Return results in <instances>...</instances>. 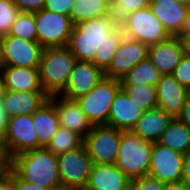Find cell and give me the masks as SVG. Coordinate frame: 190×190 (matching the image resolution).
<instances>
[{
  "label": "cell",
  "mask_w": 190,
  "mask_h": 190,
  "mask_svg": "<svg viewBox=\"0 0 190 190\" xmlns=\"http://www.w3.org/2000/svg\"><path fill=\"white\" fill-rule=\"evenodd\" d=\"M163 182L149 175L131 181L130 190H163Z\"/></svg>",
  "instance_id": "e575fe53"
},
{
  "label": "cell",
  "mask_w": 190,
  "mask_h": 190,
  "mask_svg": "<svg viewBox=\"0 0 190 190\" xmlns=\"http://www.w3.org/2000/svg\"><path fill=\"white\" fill-rule=\"evenodd\" d=\"M0 165H13L11 156L4 138H0Z\"/></svg>",
  "instance_id": "f35d334b"
},
{
  "label": "cell",
  "mask_w": 190,
  "mask_h": 190,
  "mask_svg": "<svg viewBox=\"0 0 190 190\" xmlns=\"http://www.w3.org/2000/svg\"><path fill=\"white\" fill-rule=\"evenodd\" d=\"M9 35L24 40L37 41L34 12H20L11 27Z\"/></svg>",
  "instance_id": "1f68e13d"
},
{
  "label": "cell",
  "mask_w": 190,
  "mask_h": 190,
  "mask_svg": "<svg viewBox=\"0 0 190 190\" xmlns=\"http://www.w3.org/2000/svg\"><path fill=\"white\" fill-rule=\"evenodd\" d=\"M54 105L61 127L77 133L83 139L90 133L93 125L76 100H69L60 95H54Z\"/></svg>",
  "instance_id": "2e32d148"
},
{
  "label": "cell",
  "mask_w": 190,
  "mask_h": 190,
  "mask_svg": "<svg viewBox=\"0 0 190 190\" xmlns=\"http://www.w3.org/2000/svg\"><path fill=\"white\" fill-rule=\"evenodd\" d=\"M13 169V165H0V181Z\"/></svg>",
  "instance_id": "7dc6e473"
},
{
  "label": "cell",
  "mask_w": 190,
  "mask_h": 190,
  "mask_svg": "<svg viewBox=\"0 0 190 190\" xmlns=\"http://www.w3.org/2000/svg\"><path fill=\"white\" fill-rule=\"evenodd\" d=\"M37 41L44 47H65L73 29L71 17L45 9L34 12Z\"/></svg>",
  "instance_id": "9c48e42d"
},
{
  "label": "cell",
  "mask_w": 190,
  "mask_h": 190,
  "mask_svg": "<svg viewBox=\"0 0 190 190\" xmlns=\"http://www.w3.org/2000/svg\"><path fill=\"white\" fill-rule=\"evenodd\" d=\"M120 88V80L104 77L90 92L76 99L93 126L108 125L110 107Z\"/></svg>",
  "instance_id": "5b68a950"
},
{
  "label": "cell",
  "mask_w": 190,
  "mask_h": 190,
  "mask_svg": "<svg viewBox=\"0 0 190 190\" xmlns=\"http://www.w3.org/2000/svg\"><path fill=\"white\" fill-rule=\"evenodd\" d=\"M19 13L12 0H0V37L9 34Z\"/></svg>",
  "instance_id": "d6a6232c"
},
{
  "label": "cell",
  "mask_w": 190,
  "mask_h": 190,
  "mask_svg": "<svg viewBox=\"0 0 190 190\" xmlns=\"http://www.w3.org/2000/svg\"><path fill=\"white\" fill-rule=\"evenodd\" d=\"M70 17L74 25L79 22L109 16L110 3L106 0H73Z\"/></svg>",
  "instance_id": "484cf974"
},
{
  "label": "cell",
  "mask_w": 190,
  "mask_h": 190,
  "mask_svg": "<svg viewBox=\"0 0 190 190\" xmlns=\"http://www.w3.org/2000/svg\"><path fill=\"white\" fill-rule=\"evenodd\" d=\"M76 61L66 46L44 48L38 70L42 89L49 96L59 95L65 89Z\"/></svg>",
  "instance_id": "3957f363"
},
{
  "label": "cell",
  "mask_w": 190,
  "mask_h": 190,
  "mask_svg": "<svg viewBox=\"0 0 190 190\" xmlns=\"http://www.w3.org/2000/svg\"><path fill=\"white\" fill-rule=\"evenodd\" d=\"M8 122V117L3 107L2 101H0V138L4 137L6 126Z\"/></svg>",
  "instance_id": "7bdbcfd3"
},
{
  "label": "cell",
  "mask_w": 190,
  "mask_h": 190,
  "mask_svg": "<svg viewBox=\"0 0 190 190\" xmlns=\"http://www.w3.org/2000/svg\"><path fill=\"white\" fill-rule=\"evenodd\" d=\"M115 27L109 16L79 22L73 26L66 47L78 61L93 63L94 54Z\"/></svg>",
  "instance_id": "7a4b0ae2"
},
{
  "label": "cell",
  "mask_w": 190,
  "mask_h": 190,
  "mask_svg": "<svg viewBox=\"0 0 190 190\" xmlns=\"http://www.w3.org/2000/svg\"><path fill=\"white\" fill-rule=\"evenodd\" d=\"M3 138L12 157L27 150L39 148L32 115L8 118Z\"/></svg>",
  "instance_id": "7c38bea8"
},
{
  "label": "cell",
  "mask_w": 190,
  "mask_h": 190,
  "mask_svg": "<svg viewBox=\"0 0 190 190\" xmlns=\"http://www.w3.org/2000/svg\"><path fill=\"white\" fill-rule=\"evenodd\" d=\"M163 190H190V186L184 181L169 182L163 184Z\"/></svg>",
  "instance_id": "b9f144b4"
},
{
  "label": "cell",
  "mask_w": 190,
  "mask_h": 190,
  "mask_svg": "<svg viewBox=\"0 0 190 190\" xmlns=\"http://www.w3.org/2000/svg\"><path fill=\"white\" fill-rule=\"evenodd\" d=\"M148 47L142 42L125 37L113 56L111 64L104 71V76L121 80L134 66L148 57Z\"/></svg>",
  "instance_id": "5bb4252c"
},
{
  "label": "cell",
  "mask_w": 190,
  "mask_h": 190,
  "mask_svg": "<svg viewBox=\"0 0 190 190\" xmlns=\"http://www.w3.org/2000/svg\"><path fill=\"white\" fill-rule=\"evenodd\" d=\"M153 143L132 131H122L115 165L132 181L148 175Z\"/></svg>",
  "instance_id": "277c9868"
},
{
  "label": "cell",
  "mask_w": 190,
  "mask_h": 190,
  "mask_svg": "<svg viewBox=\"0 0 190 190\" xmlns=\"http://www.w3.org/2000/svg\"><path fill=\"white\" fill-rule=\"evenodd\" d=\"M83 142L84 139L80 135L60 126L46 148L58 156L76 149Z\"/></svg>",
  "instance_id": "4dcf8cb0"
},
{
  "label": "cell",
  "mask_w": 190,
  "mask_h": 190,
  "mask_svg": "<svg viewBox=\"0 0 190 190\" xmlns=\"http://www.w3.org/2000/svg\"><path fill=\"white\" fill-rule=\"evenodd\" d=\"M44 47L38 41L24 40L12 35L0 37L1 66L39 68Z\"/></svg>",
  "instance_id": "ba28073f"
},
{
  "label": "cell",
  "mask_w": 190,
  "mask_h": 190,
  "mask_svg": "<svg viewBox=\"0 0 190 190\" xmlns=\"http://www.w3.org/2000/svg\"><path fill=\"white\" fill-rule=\"evenodd\" d=\"M4 90L10 91H44L42 89L38 68L1 66Z\"/></svg>",
  "instance_id": "7402d4cb"
},
{
  "label": "cell",
  "mask_w": 190,
  "mask_h": 190,
  "mask_svg": "<svg viewBox=\"0 0 190 190\" xmlns=\"http://www.w3.org/2000/svg\"><path fill=\"white\" fill-rule=\"evenodd\" d=\"M158 143L186 154L190 150V129L177 117L172 118Z\"/></svg>",
  "instance_id": "d4e9b609"
},
{
  "label": "cell",
  "mask_w": 190,
  "mask_h": 190,
  "mask_svg": "<svg viewBox=\"0 0 190 190\" xmlns=\"http://www.w3.org/2000/svg\"><path fill=\"white\" fill-rule=\"evenodd\" d=\"M188 97L190 98V86L188 88Z\"/></svg>",
  "instance_id": "f907efd6"
},
{
  "label": "cell",
  "mask_w": 190,
  "mask_h": 190,
  "mask_svg": "<svg viewBox=\"0 0 190 190\" xmlns=\"http://www.w3.org/2000/svg\"><path fill=\"white\" fill-rule=\"evenodd\" d=\"M20 12H36L44 8L45 0H12Z\"/></svg>",
  "instance_id": "74e56055"
},
{
  "label": "cell",
  "mask_w": 190,
  "mask_h": 190,
  "mask_svg": "<svg viewBox=\"0 0 190 190\" xmlns=\"http://www.w3.org/2000/svg\"><path fill=\"white\" fill-rule=\"evenodd\" d=\"M24 181L46 189H62L58 158L46 147H39L13 157V169Z\"/></svg>",
  "instance_id": "6da1fadb"
},
{
  "label": "cell",
  "mask_w": 190,
  "mask_h": 190,
  "mask_svg": "<svg viewBox=\"0 0 190 190\" xmlns=\"http://www.w3.org/2000/svg\"><path fill=\"white\" fill-rule=\"evenodd\" d=\"M172 118L159 107L149 109L143 112L131 131L145 141L157 143Z\"/></svg>",
  "instance_id": "603a6c76"
},
{
  "label": "cell",
  "mask_w": 190,
  "mask_h": 190,
  "mask_svg": "<svg viewBox=\"0 0 190 190\" xmlns=\"http://www.w3.org/2000/svg\"><path fill=\"white\" fill-rule=\"evenodd\" d=\"M181 42L184 56L190 57V36H177Z\"/></svg>",
  "instance_id": "ee69618b"
},
{
  "label": "cell",
  "mask_w": 190,
  "mask_h": 190,
  "mask_svg": "<svg viewBox=\"0 0 190 190\" xmlns=\"http://www.w3.org/2000/svg\"><path fill=\"white\" fill-rule=\"evenodd\" d=\"M121 88L143 112L156 108L158 105L157 86L155 85H121Z\"/></svg>",
  "instance_id": "f1b7e54d"
},
{
  "label": "cell",
  "mask_w": 190,
  "mask_h": 190,
  "mask_svg": "<svg viewBox=\"0 0 190 190\" xmlns=\"http://www.w3.org/2000/svg\"><path fill=\"white\" fill-rule=\"evenodd\" d=\"M122 131L108 125H94L84 138L93 164H115Z\"/></svg>",
  "instance_id": "30bf717a"
},
{
  "label": "cell",
  "mask_w": 190,
  "mask_h": 190,
  "mask_svg": "<svg viewBox=\"0 0 190 190\" xmlns=\"http://www.w3.org/2000/svg\"><path fill=\"white\" fill-rule=\"evenodd\" d=\"M183 157L181 152L153 143L148 175L163 183L182 181Z\"/></svg>",
  "instance_id": "8fae6325"
},
{
  "label": "cell",
  "mask_w": 190,
  "mask_h": 190,
  "mask_svg": "<svg viewBox=\"0 0 190 190\" xmlns=\"http://www.w3.org/2000/svg\"><path fill=\"white\" fill-rule=\"evenodd\" d=\"M151 0H114L110 3L109 18L115 26L122 27L132 12L149 6Z\"/></svg>",
  "instance_id": "f546056e"
},
{
  "label": "cell",
  "mask_w": 190,
  "mask_h": 190,
  "mask_svg": "<svg viewBox=\"0 0 190 190\" xmlns=\"http://www.w3.org/2000/svg\"><path fill=\"white\" fill-rule=\"evenodd\" d=\"M182 181L190 186V150L183 157Z\"/></svg>",
  "instance_id": "ab89813d"
},
{
  "label": "cell",
  "mask_w": 190,
  "mask_h": 190,
  "mask_svg": "<svg viewBox=\"0 0 190 190\" xmlns=\"http://www.w3.org/2000/svg\"><path fill=\"white\" fill-rule=\"evenodd\" d=\"M175 80L189 88L190 86V57L184 56L171 74Z\"/></svg>",
  "instance_id": "836d02e7"
},
{
  "label": "cell",
  "mask_w": 190,
  "mask_h": 190,
  "mask_svg": "<svg viewBox=\"0 0 190 190\" xmlns=\"http://www.w3.org/2000/svg\"><path fill=\"white\" fill-rule=\"evenodd\" d=\"M160 71L152 64V61L147 57L140 61L133 69L125 75L121 80V85H155L161 78Z\"/></svg>",
  "instance_id": "4316f807"
},
{
  "label": "cell",
  "mask_w": 190,
  "mask_h": 190,
  "mask_svg": "<svg viewBox=\"0 0 190 190\" xmlns=\"http://www.w3.org/2000/svg\"><path fill=\"white\" fill-rule=\"evenodd\" d=\"M149 7L171 37H177L181 33L189 6L176 0H151Z\"/></svg>",
  "instance_id": "44dd1931"
},
{
  "label": "cell",
  "mask_w": 190,
  "mask_h": 190,
  "mask_svg": "<svg viewBox=\"0 0 190 190\" xmlns=\"http://www.w3.org/2000/svg\"><path fill=\"white\" fill-rule=\"evenodd\" d=\"M36 128L39 147H47L56 131L60 127L58 115L54 105V95L32 114Z\"/></svg>",
  "instance_id": "cb8c5ba5"
},
{
  "label": "cell",
  "mask_w": 190,
  "mask_h": 190,
  "mask_svg": "<svg viewBox=\"0 0 190 190\" xmlns=\"http://www.w3.org/2000/svg\"><path fill=\"white\" fill-rule=\"evenodd\" d=\"M131 180L115 164H93L84 190H130Z\"/></svg>",
  "instance_id": "d6986e66"
},
{
  "label": "cell",
  "mask_w": 190,
  "mask_h": 190,
  "mask_svg": "<svg viewBox=\"0 0 190 190\" xmlns=\"http://www.w3.org/2000/svg\"><path fill=\"white\" fill-rule=\"evenodd\" d=\"M142 114L143 111L139 109L134 100H130L125 91L120 88L110 107L108 126L121 131H131Z\"/></svg>",
  "instance_id": "ac0fdd59"
},
{
  "label": "cell",
  "mask_w": 190,
  "mask_h": 190,
  "mask_svg": "<svg viewBox=\"0 0 190 190\" xmlns=\"http://www.w3.org/2000/svg\"><path fill=\"white\" fill-rule=\"evenodd\" d=\"M158 105L160 109L176 118L188 99V88L178 83L171 74L161 75L157 83Z\"/></svg>",
  "instance_id": "e0dca14e"
},
{
  "label": "cell",
  "mask_w": 190,
  "mask_h": 190,
  "mask_svg": "<svg viewBox=\"0 0 190 190\" xmlns=\"http://www.w3.org/2000/svg\"><path fill=\"white\" fill-rule=\"evenodd\" d=\"M125 38L122 27L116 26L105 37L102 48H99L94 54L93 63L105 71L112 62L113 56L119 49V46Z\"/></svg>",
  "instance_id": "83f0119b"
},
{
  "label": "cell",
  "mask_w": 190,
  "mask_h": 190,
  "mask_svg": "<svg viewBox=\"0 0 190 190\" xmlns=\"http://www.w3.org/2000/svg\"><path fill=\"white\" fill-rule=\"evenodd\" d=\"M104 77V71L94 63L77 60L65 89L59 95L69 100H76L90 92Z\"/></svg>",
  "instance_id": "4fadbf2b"
},
{
  "label": "cell",
  "mask_w": 190,
  "mask_h": 190,
  "mask_svg": "<svg viewBox=\"0 0 190 190\" xmlns=\"http://www.w3.org/2000/svg\"><path fill=\"white\" fill-rule=\"evenodd\" d=\"M0 190H14L12 179L8 174L0 181Z\"/></svg>",
  "instance_id": "bcb514c9"
},
{
  "label": "cell",
  "mask_w": 190,
  "mask_h": 190,
  "mask_svg": "<svg viewBox=\"0 0 190 190\" xmlns=\"http://www.w3.org/2000/svg\"><path fill=\"white\" fill-rule=\"evenodd\" d=\"M3 92H4V84H3V78L0 72V101L2 99L3 96Z\"/></svg>",
  "instance_id": "c3c4849f"
},
{
  "label": "cell",
  "mask_w": 190,
  "mask_h": 190,
  "mask_svg": "<svg viewBox=\"0 0 190 190\" xmlns=\"http://www.w3.org/2000/svg\"><path fill=\"white\" fill-rule=\"evenodd\" d=\"M7 174L12 179L14 190H60V189H46L40 187L39 185L28 183L23 179H21L13 170H10Z\"/></svg>",
  "instance_id": "8d00e7d4"
},
{
  "label": "cell",
  "mask_w": 190,
  "mask_h": 190,
  "mask_svg": "<svg viewBox=\"0 0 190 190\" xmlns=\"http://www.w3.org/2000/svg\"><path fill=\"white\" fill-rule=\"evenodd\" d=\"M72 3L73 0H45L43 9L70 16Z\"/></svg>",
  "instance_id": "d590c367"
},
{
  "label": "cell",
  "mask_w": 190,
  "mask_h": 190,
  "mask_svg": "<svg viewBox=\"0 0 190 190\" xmlns=\"http://www.w3.org/2000/svg\"><path fill=\"white\" fill-rule=\"evenodd\" d=\"M180 4H184L186 6L190 5V0H176Z\"/></svg>",
  "instance_id": "681fc988"
},
{
  "label": "cell",
  "mask_w": 190,
  "mask_h": 190,
  "mask_svg": "<svg viewBox=\"0 0 190 190\" xmlns=\"http://www.w3.org/2000/svg\"><path fill=\"white\" fill-rule=\"evenodd\" d=\"M178 36H190V9L186 14L181 33Z\"/></svg>",
  "instance_id": "f6af8a7d"
},
{
  "label": "cell",
  "mask_w": 190,
  "mask_h": 190,
  "mask_svg": "<svg viewBox=\"0 0 190 190\" xmlns=\"http://www.w3.org/2000/svg\"><path fill=\"white\" fill-rule=\"evenodd\" d=\"M177 118L183 122L190 129V98L186 100L181 113L177 116Z\"/></svg>",
  "instance_id": "60d3db41"
},
{
  "label": "cell",
  "mask_w": 190,
  "mask_h": 190,
  "mask_svg": "<svg viewBox=\"0 0 190 190\" xmlns=\"http://www.w3.org/2000/svg\"><path fill=\"white\" fill-rule=\"evenodd\" d=\"M45 91H10L4 90L2 103L8 118L32 115L48 99Z\"/></svg>",
  "instance_id": "9a60e30c"
},
{
  "label": "cell",
  "mask_w": 190,
  "mask_h": 190,
  "mask_svg": "<svg viewBox=\"0 0 190 190\" xmlns=\"http://www.w3.org/2000/svg\"><path fill=\"white\" fill-rule=\"evenodd\" d=\"M57 158L62 189L84 190L93 166L85 144Z\"/></svg>",
  "instance_id": "8992f818"
},
{
  "label": "cell",
  "mask_w": 190,
  "mask_h": 190,
  "mask_svg": "<svg viewBox=\"0 0 190 190\" xmlns=\"http://www.w3.org/2000/svg\"><path fill=\"white\" fill-rule=\"evenodd\" d=\"M148 57L162 75L172 74L184 57L183 48L178 37L149 45Z\"/></svg>",
  "instance_id": "ffe728a7"
},
{
  "label": "cell",
  "mask_w": 190,
  "mask_h": 190,
  "mask_svg": "<svg viewBox=\"0 0 190 190\" xmlns=\"http://www.w3.org/2000/svg\"><path fill=\"white\" fill-rule=\"evenodd\" d=\"M122 30L126 38L148 46L166 41L171 37L149 6L132 12L123 24Z\"/></svg>",
  "instance_id": "52a82bcc"
},
{
  "label": "cell",
  "mask_w": 190,
  "mask_h": 190,
  "mask_svg": "<svg viewBox=\"0 0 190 190\" xmlns=\"http://www.w3.org/2000/svg\"><path fill=\"white\" fill-rule=\"evenodd\" d=\"M107 2H109V3H111V2H113L114 0H106Z\"/></svg>",
  "instance_id": "816d5d0a"
}]
</instances>
